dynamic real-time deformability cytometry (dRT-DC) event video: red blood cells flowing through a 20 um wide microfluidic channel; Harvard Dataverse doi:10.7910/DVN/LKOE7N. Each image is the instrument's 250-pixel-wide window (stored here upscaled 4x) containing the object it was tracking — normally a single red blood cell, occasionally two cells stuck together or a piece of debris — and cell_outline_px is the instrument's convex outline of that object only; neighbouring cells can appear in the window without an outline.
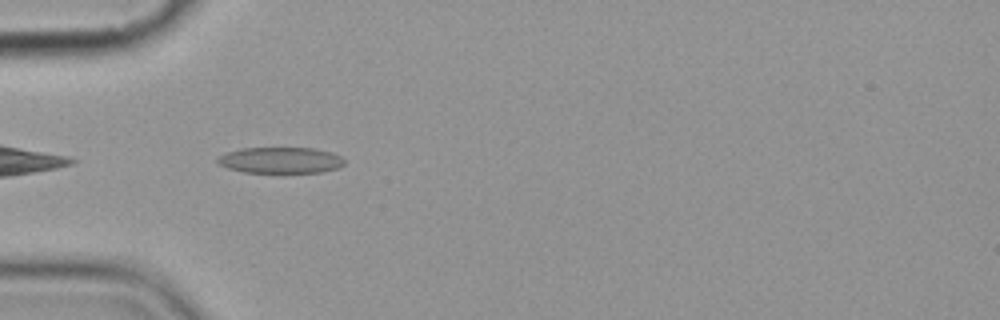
{"species": "common noctule bat (a hibernating species)", "species_latin": "Nyctalus noctula", "temperature_condition": "cold", "stored_images_in_passage": 2, "camera_frame_rate_fps": 3000, "um_per_image_px": 0.085, "animal": {"sex": "female", "body_mass_g": 19.9}, "frame": {"image": 1, "passage_image": 1, "time_ms": 0.0, "image_size_px": [1000, 320], "cell_outline_px": [[344, 164], [340, 168], [320, 172], [244, 172], [228, 168], [220, 164], [216, 160], [220, 156], [228, 152], [240, 148], [312, 148], [332, 152], [340, 156], [344, 160]], "centroid_in_image_um": [23.88, 13.61], "position_along_channel_um": 61.1, "area_um2": 19.13}}
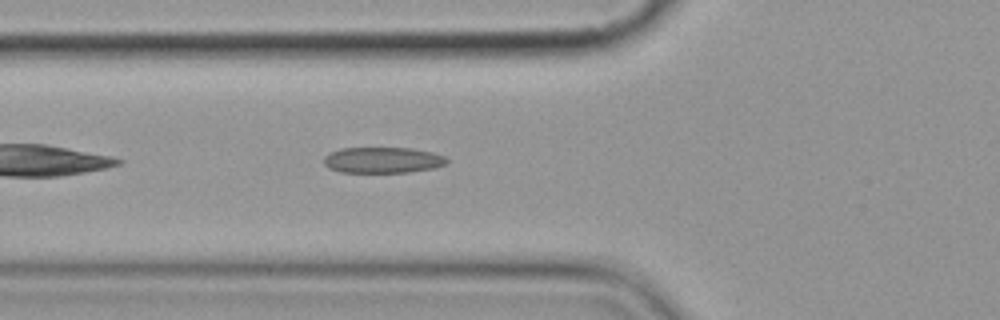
{"frame": {"image": 2, "passage_image": 2, "time_ms": 1.0, "image_size_px": [1000, 320], "cell_outline_px": [[448, 164], [432, 168], [408, 172], [340, 172], [328, 168], [324, 164], [324, 156], [328, 152], [340, 148], [412, 148], [432, 152], [444, 156], [448, 160]], "centroid_in_image_um": [32.5, 13.6], "position_along_channel_um": 93.3, "area_um2": 18.67}}